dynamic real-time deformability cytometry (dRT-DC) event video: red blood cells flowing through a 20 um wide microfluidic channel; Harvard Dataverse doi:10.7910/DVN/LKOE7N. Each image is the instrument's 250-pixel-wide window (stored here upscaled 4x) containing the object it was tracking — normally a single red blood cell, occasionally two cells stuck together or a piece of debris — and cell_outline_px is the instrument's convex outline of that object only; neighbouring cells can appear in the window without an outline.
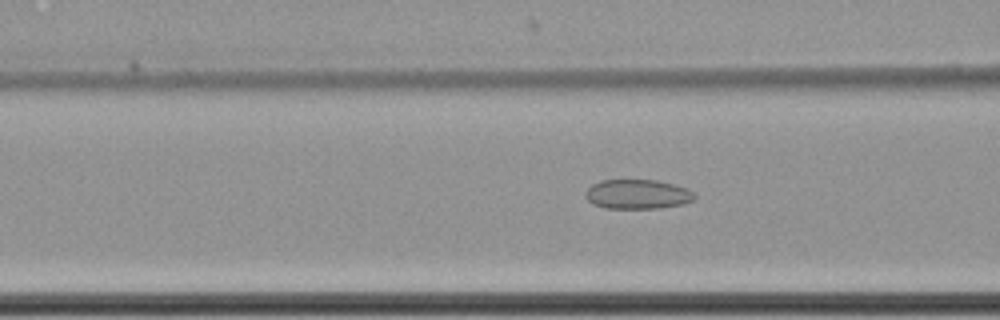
{"species": "common noctule bat (a hibernating species)", "species_latin": "Nyctalus noctula", "temperature_condition": "cold", "stored_images_in_passage": 47, "camera_frame_rate_fps": 3000, "um_per_image_px": 0.085, "animal": {"sex": "female", "body_mass_g": 22.7, "forearm_length_mm": 54.2}, "frame": {"image": 1, "passage_image": 12, "time_ms": 3.667, "image_size_px": [1000, 320], "cell_outline_px": [[696, 196], [692, 200], [684, 204], [660, 208], [604, 208], [592, 204], [584, 196], [584, 192], [592, 184], [600, 180], [656, 180], [688, 188]], "centroid_in_image_um": [54.16, 16.51], "position_along_channel_um": 112.4, "area_um2": 18.84}}
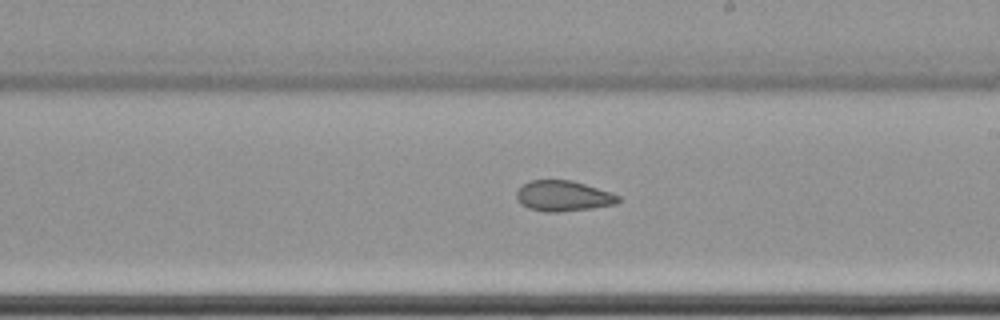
{"frame": {"image": 2, "passage_image": 23, "time_ms": 7.333, "image_size_px": [1000, 320], "cell_outline_px": [[620, 200], [616, 204], [592, 208], [556, 212], [544, 212], [528, 208], [520, 204], [516, 200], [516, 192], [524, 184], [532, 180], [572, 180], [612, 192], [620, 196]], "centroid_in_image_um": [47.88, 16.66], "position_along_channel_um": 241.1, "area_um2": 18.21}}
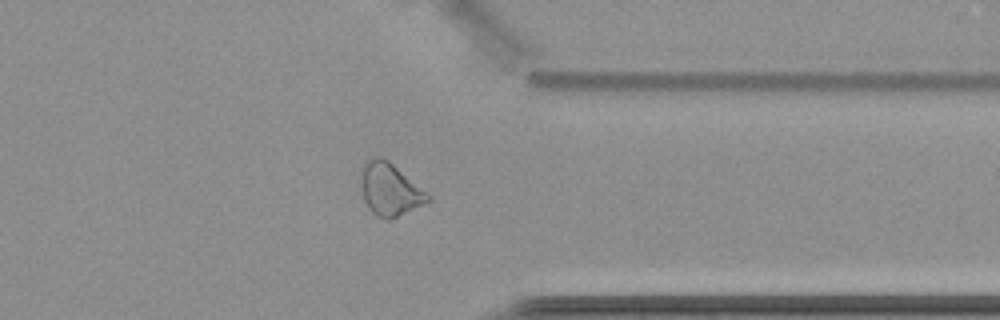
{"frame": {"image": 3, "passage_image": 35, "time_ms": 11.333, "image_size_px": [1000, 320], "cell_outline_px": [[432, 200], [424, 204], [388, 220], [376, 216], [368, 208], [364, 200], [364, 164], [376, 156], [380, 156], [388, 160], [432, 196]], "centroid_in_image_um": [33.21, 16.13], "position_along_channel_um": 378.2, "area_um2": 19.77}, "authors_computed_cell_mechanics": {"area_um2": 19.7676, "velocity_mm_per_s": 3.5102, "shape_relaxation_time_tau1_ms": null, "shape_relaxation_time_tau2_ms": 4.0613, "deformation_change_tau1": null, "deformation_change_tau2": 0.0827}}